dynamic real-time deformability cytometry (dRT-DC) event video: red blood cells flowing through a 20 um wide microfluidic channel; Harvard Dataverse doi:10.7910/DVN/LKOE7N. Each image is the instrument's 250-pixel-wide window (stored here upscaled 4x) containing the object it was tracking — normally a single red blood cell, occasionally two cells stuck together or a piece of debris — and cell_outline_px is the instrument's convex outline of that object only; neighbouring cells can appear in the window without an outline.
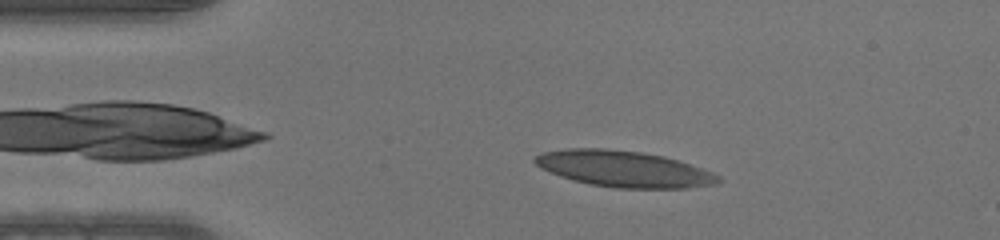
{"species": "human", "species_latin": "Homo sapiens", "temperature_condition": "warm", "stored_images_in_passage": 42, "camera_frame_rate_fps": 3000, "um_per_image_px": 0.085, "donor": {"sex": "male"}, "frame": {"image": 1, "passage_image": 2, "time_ms": 0.333, "image_size_px": [1000, 240], "cell_outline_px": [[724, 180], [716, 184], [688, 188], [616, 188], [588, 184], [572, 180], [560, 176], [540, 168], [532, 160], [540, 152], [568, 148], [608, 148], [640, 152], [664, 156], [680, 160], [712, 172], [720, 176]], "centroid_in_image_um": [53.03, 14.35], "position_along_channel_um": 32.0, "area_um2": 39.02}}
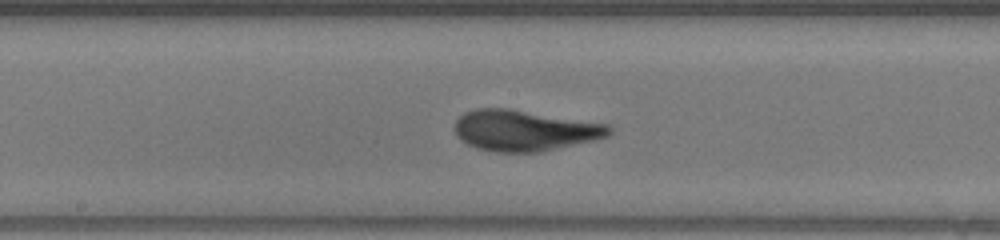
{"frame": {"image": 2, "passage_image": 18, "time_ms": 5.667, "image_size_px": [1000, 240], "cell_outline_px": [[612, 132], [608, 136], [592, 140], [540, 152], [496, 152], [476, 148], [460, 140], [456, 136], [456, 120], [464, 112], [476, 108], [508, 108], [612, 124]], "centroid_in_image_um": [44.6, 11.08], "position_along_channel_um": 203.6, "area_um2": 36.93}}
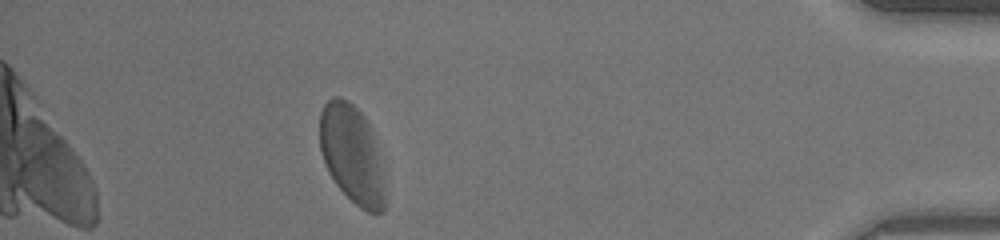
{"frame": {"image": 3, "passage_image": 37, "time_ms": 12.0, "image_size_px": [1000, 240], "cell_outline_px": [[384, 212], [368, 212], [360, 208], [336, 184], [328, 172], [324, 164], [320, 148], [320, 112], [324, 104], [332, 96], [340, 96], [348, 100], [364, 116], [372, 132], [376, 148], [380, 168], [384, 192]], "centroid_in_image_um": [29.86, 13.08], "position_along_channel_um": 405.3, "area_um2": 36.7}}